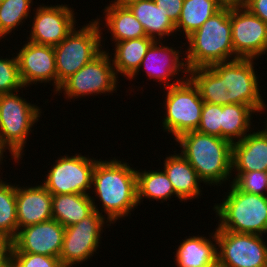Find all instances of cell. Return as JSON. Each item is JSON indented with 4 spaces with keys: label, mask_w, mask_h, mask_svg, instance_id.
<instances>
[{
    "label": "cell",
    "mask_w": 267,
    "mask_h": 267,
    "mask_svg": "<svg viewBox=\"0 0 267 267\" xmlns=\"http://www.w3.org/2000/svg\"><path fill=\"white\" fill-rule=\"evenodd\" d=\"M102 213L94 210L77 224L65 227L63 247L59 256L64 267L82 264L98 250L104 226L107 223L108 226L111 225Z\"/></svg>",
    "instance_id": "obj_12"
},
{
    "label": "cell",
    "mask_w": 267,
    "mask_h": 267,
    "mask_svg": "<svg viewBox=\"0 0 267 267\" xmlns=\"http://www.w3.org/2000/svg\"><path fill=\"white\" fill-rule=\"evenodd\" d=\"M103 17L110 31L111 38L115 42L147 37L142 24L134 16L128 7L116 6L110 3L104 8Z\"/></svg>",
    "instance_id": "obj_25"
},
{
    "label": "cell",
    "mask_w": 267,
    "mask_h": 267,
    "mask_svg": "<svg viewBox=\"0 0 267 267\" xmlns=\"http://www.w3.org/2000/svg\"><path fill=\"white\" fill-rule=\"evenodd\" d=\"M17 232L16 185L0 179V234L12 241Z\"/></svg>",
    "instance_id": "obj_29"
},
{
    "label": "cell",
    "mask_w": 267,
    "mask_h": 267,
    "mask_svg": "<svg viewBox=\"0 0 267 267\" xmlns=\"http://www.w3.org/2000/svg\"><path fill=\"white\" fill-rule=\"evenodd\" d=\"M112 56L103 50L92 61L83 66L74 75L66 79L57 90V93L64 91V98L74 99L85 96H92L101 93H113L117 90L118 77L115 73Z\"/></svg>",
    "instance_id": "obj_9"
},
{
    "label": "cell",
    "mask_w": 267,
    "mask_h": 267,
    "mask_svg": "<svg viewBox=\"0 0 267 267\" xmlns=\"http://www.w3.org/2000/svg\"><path fill=\"white\" fill-rule=\"evenodd\" d=\"M181 53V49L175 50L174 47L165 46V44L163 45L162 40L161 42L160 40H155L147 50L139 69L128 80L130 81V79L133 80L135 76L137 77L139 74L138 72L142 68L149 79L153 81L157 80L156 82H162L165 87L179 84L188 78L189 73L184 57L180 59L182 55ZM179 72L185 74L178 79V77L176 78V75L178 76L180 74ZM171 77L176 78L177 81L175 82L174 80V82H171Z\"/></svg>",
    "instance_id": "obj_16"
},
{
    "label": "cell",
    "mask_w": 267,
    "mask_h": 267,
    "mask_svg": "<svg viewBox=\"0 0 267 267\" xmlns=\"http://www.w3.org/2000/svg\"><path fill=\"white\" fill-rule=\"evenodd\" d=\"M100 18L72 32L54 48L57 69V90L61 84L103 51ZM102 44V45H101Z\"/></svg>",
    "instance_id": "obj_7"
},
{
    "label": "cell",
    "mask_w": 267,
    "mask_h": 267,
    "mask_svg": "<svg viewBox=\"0 0 267 267\" xmlns=\"http://www.w3.org/2000/svg\"><path fill=\"white\" fill-rule=\"evenodd\" d=\"M224 6H244L247 0H219Z\"/></svg>",
    "instance_id": "obj_38"
},
{
    "label": "cell",
    "mask_w": 267,
    "mask_h": 267,
    "mask_svg": "<svg viewBox=\"0 0 267 267\" xmlns=\"http://www.w3.org/2000/svg\"><path fill=\"white\" fill-rule=\"evenodd\" d=\"M186 40L188 47L183 53L188 70L235 60L230 6H223Z\"/></svg>",
    "instance_id": "obj_4"
},
{
    "label": "cell",
    "mask_w": 267,
    "mask_h": 267,
    "mask_svg": "<svg viewBox=\"0 0 267 267\" xmlns=\"http://www.w3.org/2000/svg\"><path fill=\"white\" fill-rule=\"evenodd\" d=\"M10 267H64L59 258L26 252H10Z\"/></svg>",
    "instance_id": "obj_34"
},
{
    "label": "cell",
    "mask_w": 267,
    "mask_h": 267,
    "mask_svg": "<svg viewBox=\"0 0 267 267\" xmlns=\"http://www.w3.org/2000/svg\"><path fill=\"white\" fill-rule=\"evenodd\" d=\"M212 267H222V266H220V265L216 264V265H214V266H212Z\"/></svg>",
    "instance_id": "obj_42"
},
{
    "label": "cell",
    "mask_w": 267,
    "mask_h": 267,
    "mask_svg": "<svg viewBox=\"0 0 267 267\" xmlns=\"http://www.w3.org/2000/svg\"><path fill=\"white\" fill-rule=\"evenodd\" d=\"M60 156L48 170L42 185L52 194H88L92 188L93 170L98 159L80 154ZM88 192V193H87Z\"/></svg>",
    "instance_id": "obj_11"
},
{
    "label": "cell",
    "mask_w": 267,
    "mask_h": 267,
    "mask_svg": "<svg viewBox=\"0 0 267 267\" xmlns=\"http://www.w3.org/2000/svg\"><path fill=\"white\" fill-rule=\"evenodd\" d=\"M65 227L50 219L18 230L11 241L10 252H26L59 258Z\"/></svg>",
    "instance_id": "obj_15"
},
{
    "label": "cell",
    "mask_w": 267,
    "mask_h": 267,
    "mask_svg": "<svg viewBox=\"0 0 267 267\" xmlns=\"http://www.w3.org/2000/svg\"><path fill=\"white\" fill-rule=\"evenodd\" d=\"M137 202L140 204L142 199H153L156 201H167L176 195L171 181L163 170H137Z\"/></svg>",
    "instance_id": "obj_28"
},
{
    "label": "cell",
    "mask_w": 267,
    "mask_h": 267,
    "mask_svg": "<svg viewBox=\"0 0 267 267\" xmlns=\"http://www.w3.org/2000/svg\"><path fill=\"white\" fill-rule=\"evenodd\" d=\"M222 105L204 102L197 131L221 137Z\"/></svg>",
    "instance_id": "obj_33"
},
{
    "label": "cell",
    "mask_w": 267,
    "mask_h": 267,
    "mask_svg": "<svg viewBox=\"0 0 267 267\" xmlns=\"http://www.w3.org/2000/svg\"><path fill=\"white\" fill-rule=\"evenodd\" d=\"M183 157L195 169L205 185L220 186L232 176V143L197 130L175 139ZM232 173V174H231Z\"/></svg>",
    "instance_id": "obj_3"
},
{
    "label": "cell",
    "mask_w": 267,
    "mask_h": 267,
    "mask_svg": "<svg viewBox=\"0 0 267 267\" xmlns=\"http://www.w3.org/2000/svg\"><path fill=\"white\" fill-rule=\"evenodd\" d=\"M231 181L240 191L267 195V176L263 171L237 172Z\"/></svg>",
    "instance_id": "obj_32"
},
{
    "label": "cell",
    "mask_w": 267,
    "mask_h": 267,
    "mask_svg": "<svg viewBox=\"0 0 267 267\" xmlns=\"http://www.w3.org/2000/svg\"><path fill=\"white\" fill-rule=\"evenodd\" d=\"M96 162L92 176V191L99 198L110 224L130 215L137 202V170L127 162L108 159Z\"/></svg>",
    "instance_id": "obj_2"
},
{
    "label": "cell",
    "mask_w": 267,
    "mask_h": 267,
    "mask_svg": "<svg viewBox=\"0 0 267 267\" xmlns=\"http://www.w3.org/2000/svg\"><path fill=\"white\" fill-rule=\"evenodd\" d=\"M22 187L16 184L18 230L52 219V194L41 184Z\"/></svg>",
    "instance_id": "obj_18"
},
{
    "label": "cell",
    "mask_w": 267,
    "mask_h": 267,
    "mask_svg": "<svg viewBox=\"0 0 267 267\" xmlns=\"http://www.w3.org/2000/svg\"><path fill=\"white\" fill-rule=\"evenodd\" d=\"M210 239L202 235L185 238L176 250L177 267H212L217 264L216 233H210ZM215 242V243H214Z\"/></svg>",
    "instance_id": "obj_21"
},
{
    "label": "cell",
    "mask_w": 267,
    "mask_h": 267,
    "mask_svg": "<svg viewBox=\"0 0 267 267\" xmlns=\"http://www.w3.org/2000/svg\"><path fill=\"white\" fill-rule=\"evenodd\" d=\"M184 0H154L160 10L167 15L174 24L177 23Z\"/></svg>",
    "instance_id": "obj_35"
},
{
    "label": "cell",
    "mask_w": 267,
    "mask_h": 267,
    "mask_svg": "<svg viewBox=\"0 0 267 267\" xmlns=\"http://www.w3.org/2000/svg\"><path fill=\"white\" fill-rule=\"evenodd\" d=\"M155 40L150 37L115 42L112 64L118 77L120 73L129 79L140 67L147 50Z\"/></svg>",
    "instance_id": "obj_24"
},
{
    "label": "cell",
    "mask_w": 267,
    "mask_h": 267,
    "mask_svg": "<svg viewBox=\"0 0 267 267\" xmlns=\"http://www.w3.org/2000/svg\"><path fill=\"white\" fill-rule=\"evenodd\" d=\"M95 201L88 194L52 195V219L63 227L75 225L94 210L100 212Z\"/></svg>",
    "instance_id": "obj_22"
},
{
    "label": "cell",
    "mask_w": 267,
    "mask_h": 267,
    "mask_svg": "<svg viewBox=\"0 0 267 267\" xmlns=\"http://www.w3.org/2000/svg\"><path fill=\"white\" fill-rule=\"evenodd\" d=\"M11 240L0 234V267H10Z\"/></svg>",
    "instance_id": "obj_37"
},
{
    "label": "cell",
    "mask_w": 267,
    "mask_h": 267,
    "mask_svg": "<svg viewBox=\"0 0 267 267\" xmlns=\"http://www.w3.org/2000/svg\"><path fill=\"white\" fill-rule=\"evenodd\" d=\"M32 4V0H3L0 3V40L31 16Z\"/></svg>",
    "instance_id": "obj_30"
},
{
    "label": "cell",
    "mask_w": 267,
    "mask_h": 267,
    "mask_svg": "<svg viewBox=\"0 0 267 267\" xmlns=\"http://www.w3.org/2000/svg\"><path fill=\"white\" fill-rule=\"evenodd\" d=\"M223 6L219 0H184L180 17L175 24L176 33L183 32L186 39Z\"/></svg>",
    "instance_id": "obj_26"
},
{
    "label": "cell",
    "mask_w": 267,
    "mask_h": 267,
    "mask_svg": "<svg viewBox=\"0 0 267 267\" xmlns=\"http://www.w3.org/2000/svg\"><path fill=\"white\" fill-rule=\"evenodd\" d=\"M128 8L142 24L147 37L161 41L165 36L176 34L175 24L157 7L154 0H140L131 3Z\"/></svg>",
    "instance_id": "obj_23"
},
{
    "label": "cell",
    "mask_w": 267,
    "mask_h": 267,
    "mask_svg": "<svg viewBox=\"0 0 267 267\" xmlns=\"http://www.w3.org/2000/svg\"><path fill=\"white\" fill-rule=\"evenodd\" d=\"M232 171L267 172V133L263 129L232 144Z\"/></svg>",
    "instance_id": "obj_19"
},
{
    "label": "cell",
    "mask_w": 267,
    "mask_h": 267,
    "mask_svg": "<svg viewBox=\"0 0 267 267\" xmlns=\"http://www.w3.org/2000/svg\"><path fill=\"white\" fill-rule=\"evenodd\" d=\"M163 169L171 181L176 196L181 201L196 199L202 195L201 180L195 169L181 153L167 156Z\"/></svg>",
    "instance_id": "obj_20"
},
{
    "label": "cell",
    "mask_w": 267,
    "mask_h": 267,
    "mask_svg": "<svg viewBox=\"0 0 267 267\" xmlns=\"http://www.w3.org/2000/svg\"><path fill=\"white\" fill-rule=\"evenodd\" d=\"M254 113L256 112L248 105H222L221 138L232 144L241 141L248 132H252L250 126Z\"/></svg>",
    "instance_id": "obj_27"
},
{
    "label": "cell",
    "mask_w": 267,
    "mask_h": 267,
    "mask_svg": "<svg viewBox=\"0 0 267 267\" xmlns=\"http://www.w3.org/2000/svg\"><path fill=\"white\" fill-rule=\"evenodd\" d=\"M230 22L235 59H258L267 53V23L245 6H230Z\"/></svg>",
    "instance_id": "obj_13"
},
{
    "label": "cell",
    "mask_w": 267,
    "mask_h": 267,
    "mask_svg": "<svg viewBox=\"0 0 267 267\" xmlns=\"http://www.w3.org/2000/svg\"><path fill=\"white\" fill-rule=\"evenodd\" d=\"M22 88V89H21ZM16 55L10 58L0 57V94L23 90Z\"/></svg>",
    "instance_id": "obj_31"
},
{
    "label": "cell",
    "mask_w": 267,
    "mask_h": 267,
    "mask_svg": "<svg viewBox=\"0 0 267 267\" xmlns=\"http://www.w3.org/2000/svg\"><path fill=\"white\" fill-rule=\"evenodd\" d=\"M265 121L267 122L266 119H265ZM263 130L267 133V123L265 124V128Z\"/></svg>",
    "instance_id": "obj_41"
},
{
    "label": "cell",
    "mask_w": 267,
    "mask_h": 267,
    "mask_svg": "<svg viewBox=\"0 0 267 267\" xmlns=\"http://www.w3.org/2000/svg\"><path fill=\"white\" fill-rule=\"evenodd\" d=\"M229 192L213 211L219 218L218 229L237 233H267V195L240 191L230 182Z\"/></svg>",
    "instance_id": "obj_5"
},
{
    "label": "cell",
    "mask_w": 267,
    "mask_h": 267,
    "mask_svg": "<svg viewBox=\"0 0 267 267\" xmlns=\"http://www.w3.org/2000/svg\"><path fill=\"white\" fill-rule=\"evenodd\" d=\"M254 59H235L190 69L188 77L204 102L217 105L244 104L256 113L266 109L259 89ZM265 109V110H264Z\"/></svg>",
    "instance_id": "obj_1"
},
{
    "label": "cell",
    "mask_w": 267,
    "mask_h": 267,
    "mask_svg": "<svg viewBox=\"0 0 267 267\" xmlns=\"http://www.w3.org/2000/svg\"><path fill=\"white\" fill-rule=\"evenodd\" d=\"M217 264L222 267H267L262 235L215 229Z\"/></svg>",
    "instance_id": "obj_10"
},
{
    "label": "cell",
    "mask_w": 267,
    "mask_h": 267,
    "mask_svg": "<svg viewBox=\"0 0 267 267\" xmlns=\"http://www.w3.org/2000/svg\"><path fill=\"white\" fill-rule=\"evenodd\" d=\"M39 5L34 8L29 40L36 44L55 47L63 41L75 28L74 9L68 5Z\"/></svg>",
    "instance_id": "obj_14"
},
{
    "label": "cell",
    "mask_w": 267,
    "mask_h": 267,
    "mask_svg": "<svg viewBox=\"0 0 267 267\" xmlns=\"http://www.w3.org/2000/svg\"><path fill=\"white\" fill-rule=\"evenodd\" d=\"M17 92L0 94V151L4 154L8 149L14 162L19 163L27 137L42 112Z\"/></svg>",
    "instance_id": "obj_6"
},
{
    "label": "cell",
    "mask_w": 267,
    "mask_h": 267,
    "mask_svg": "<svg viewBox=\"0 0 267 267\" xmlns=\"http://www.w3.org/2000/svg\"><path fill=\"white\" fill-rule=\"evenodd\" d=\"M140 0H114L111 1L113 4H115L116 6H120V7H128L131 3L137 2Z\"/></svg>",
    "instance_id": "obj_39"
},
{
    "label": "cell",
    "mask_w": 267,
    "mask_h": 267,
    "mask_svg": "<svg viewBox=\"0 0 267 267\" xmlns=\"http://www.w3.org/2000/svg\"><path fill=\"white\" fill-rule=\"evenodd\" d=\"M19 75L24 87L40 83H52L57 92V69L52 46L26 41L16 53Z\"/></svg>",
    "instance_id": "obj_17"
},
{
    "label": "cell",
    "mask_w": 267,
    "mask_h": 267,
    "mask_svg": "<svg viewBox=\"0 0 267 267\" xmlns=\"http://www.w3.org/2000/svg\"><path fill=\"white\" fill-rule=\"evenodd\" d=\"M253 15L267 23V0H247L244 5Z\"/></svg>",
    "instance_id": "obj_36"
},
{
    "label": "cell",
    "mask_w": 267,
    "mask_h": 267,
    "mask_svg": "<svg viewBox=\"0 0 267 267\" xmlns=\"http://www.w3.org/2000/svg\"><path fill=\"white\" fill-rule=\"evenodd\" d=\"M5 158L4 154L0 151V165L3 163L2 160ZM1 167V166H0Z\"/></svg>",
    "instance_id": "obj_40"
},
{
    "label": "cell",
    "mask_w": 267,
    "mask_h": 267,
    "mask_svg": "<svg viewBox=\"0 0 267 267\" xmlns=\"http://www.w3.org/2000/svg\"><path fill=\"white\" fill-rule=\"evenodd\" d=\"M167 92L165 98L166 110L162 122L164 132L172 133L174 139L181 134L197 130L204 101L199 89L188 77L177 85L164 87Z\"/></svg>",
    "instance_id": "obj_8"
}]
</instances>
